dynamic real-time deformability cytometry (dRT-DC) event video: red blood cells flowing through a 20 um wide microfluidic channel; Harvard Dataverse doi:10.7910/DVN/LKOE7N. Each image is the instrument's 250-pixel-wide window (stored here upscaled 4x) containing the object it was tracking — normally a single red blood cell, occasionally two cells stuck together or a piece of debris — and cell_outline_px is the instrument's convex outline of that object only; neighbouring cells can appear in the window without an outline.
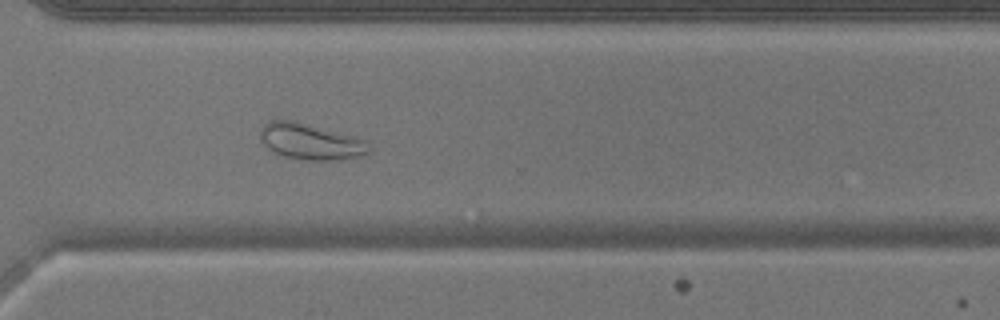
{"species": "common noctule bat (a hibernating species)", "species_latin": "Nyctalus noctula", "temperature_condition": "warm", "stored_images_in_passage": 39, "camera_frame_rate_fps": 3000, "um_per_image_px": 0.085, "animal": {"sex": "male", "body_mass_g": 17.9}, "frame": {"image": 1, "passage_image": 26, "time_ms": 8.333, "image_size_px": [1000, 320], "cell_outline_px": [[372, 148], [368, 152], [360, 156], [340, 160], [304, 160], [284, 156], [272, 152], [260, 140], [260, 128], [268, 120], [292, 120], [356, 136], [364, 140]], "centroid_in_image_um": [26.38, 12.03], "position_along_channel_um": 344.2, "area_um2": 23.06}}
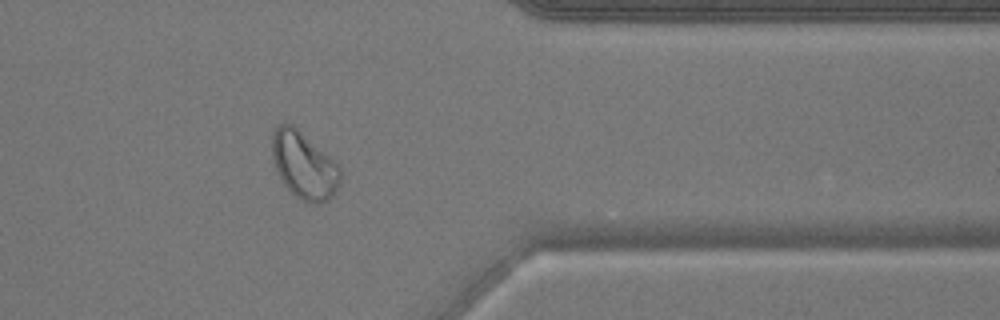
{"frame": {"image": 2, "passage_image": 30, "time_ms": 9.667, "image_size_px": [1000, 320], "cell_outline_px": [[340, 184], [332, 196], [328, 200], [316, 204], [308, 204], [296, 196], [284, 184], [276, 168], [272, 156], [272, 136], [276, 124], [284, 120], [292, 124], [340, 164]], "centroid_in_image_um": [25.85, 14.02], "position_along_channel_um": 385.6, "area_um2": 26.88}}
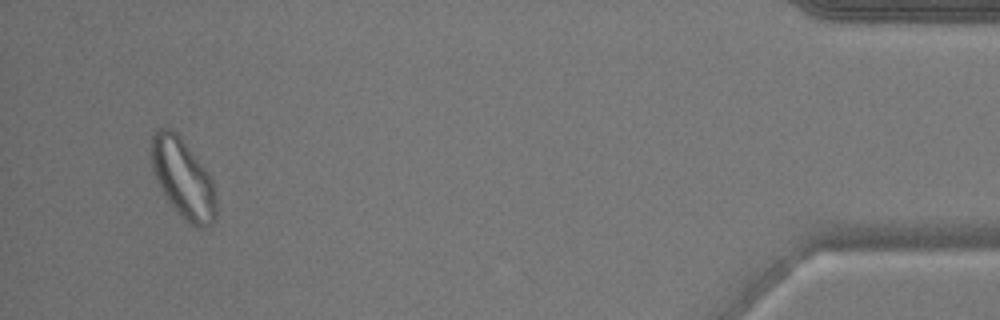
{"frame": {"image": 3, "passage_image": 37, "time_ms": 12.0, "image_size_px": [1000, 320], "cell_outline_px": [[216, 216], [208, 224], [200, 228], [188, 224], [176, 212], [164, 196], [152, 172], [148, 156], [152, 136], [156, 128], [168, 124], [180, 136], [208, 172], [212, 180], [216, 196]], "centroid_in_image_um": [15.48, 15.1], "position_along_channel_um": 419.7, "area_um2": 30.75}}